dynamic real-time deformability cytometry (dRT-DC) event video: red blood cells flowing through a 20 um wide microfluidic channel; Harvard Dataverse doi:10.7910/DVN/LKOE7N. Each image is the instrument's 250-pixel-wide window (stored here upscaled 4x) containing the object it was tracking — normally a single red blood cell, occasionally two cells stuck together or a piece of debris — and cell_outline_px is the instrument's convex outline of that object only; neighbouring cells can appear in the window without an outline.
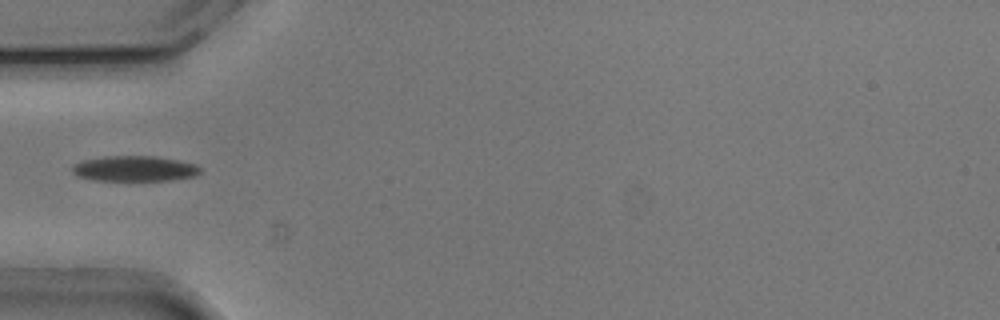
{"species": "common noctule bat (a hibernating species)", "species_latin": "Nyctalus noctula", "temperature_condition": "cold", "stored_images_in_passage": 37, "camera_frame_rate_fps": 3000, "um_per_image_px": 0.085, "animal": {"sex": "male", "body_mass_g": 20.5, "forearm_length_mm": 52.5}, "frame": {"image": 1, "passage_image": 1, "time_ms": 0.0, "image_size_px": [1000, 320], "cell_outline_px": [[200, 172], [196, 176], [172, 180], [96, 180], [76, 176], [72, 172], [72, 164], [84, 160], [104, 156], [156, 156], [196, 164], [200, 168]], "centroid_in_image_um": [11.42, 14.33], "position_along_channel_um": 73.6, "area_um2": 18.96}}
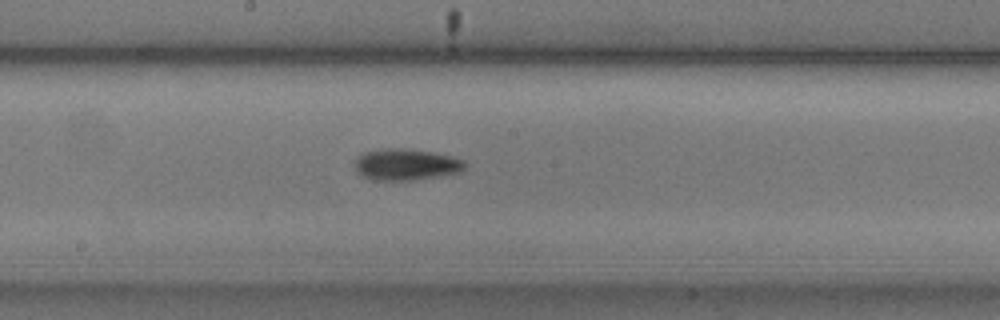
{"frame": {"image": 2, "passage_image": 12, "time_ms": 3.667, "image_size_px": [1000, 320], "cell_outline_px": [[464, 168], [460, 172], [412, 180], [372, 180], [364, 176], [356, 168], [356, 160], [364, 152], [384, 148], [404, 148], [436, 152], [452, 156], [464, 160]], "centroid_in_image_um": [34.54, 13.97], "position_along_channel_um": 213.7, "area_um2": 19.94}}
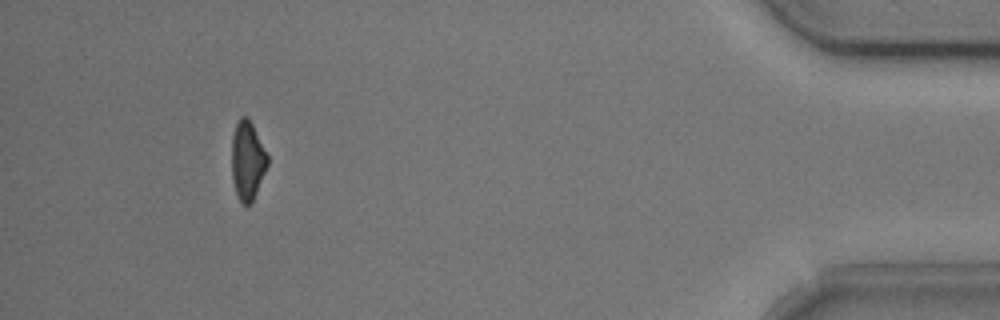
{"frame": {"image": 3, "passage_image": 33, "time_ms": 10.667, "image_size_px": [1000, 320], "cell_outline_px": [[268, 164], [256, 192], [252, 200], [248, 204], [244, 204], [240, 200], [236, 192], [232, 180], [232, 136], [236, 124], [240, 116], [248, 116], [268, 156]], "centroid_in_image_um": [21.02, 13.6], "position_along_channel_um": 414.2, "area_um2": 16.13}}